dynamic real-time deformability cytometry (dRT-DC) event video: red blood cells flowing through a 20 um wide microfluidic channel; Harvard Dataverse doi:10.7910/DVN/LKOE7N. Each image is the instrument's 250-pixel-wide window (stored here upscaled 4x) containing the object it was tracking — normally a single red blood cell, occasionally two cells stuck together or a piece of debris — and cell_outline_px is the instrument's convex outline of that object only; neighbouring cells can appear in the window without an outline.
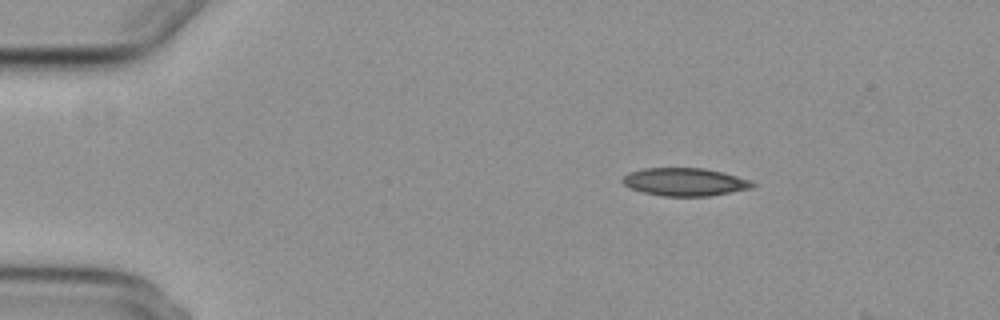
{"species": "common noctule bat (a hibernating species)", "species_latin": "Nyctalus noctula", "temperature_condition": "cold", "stored_images_in_passage": 2, "camera_frame_rate_fps": 3000, "um_per_image_px": 0.085, "animal": {"sex": "female", "body_mass_g": 29.2, "forearm_length_mm": 56.3}, "frame": {"image": 1, "passage_image": 1, "time_ms": 0.0, "image_size_px": [1000, 320], "cell_outline_px": [[756, 184], [752, 188], [708, 196], [664, 196], [644, 192], [632, 188], [624, 184], [620, 180], [628, 172], [644, 168], [704, 168], [724, 172], [752, 180]], "centroid_in_image_um": [58.24, 15.45], "position_along_channel_um": 26.8, "area_um2": 21.15}}